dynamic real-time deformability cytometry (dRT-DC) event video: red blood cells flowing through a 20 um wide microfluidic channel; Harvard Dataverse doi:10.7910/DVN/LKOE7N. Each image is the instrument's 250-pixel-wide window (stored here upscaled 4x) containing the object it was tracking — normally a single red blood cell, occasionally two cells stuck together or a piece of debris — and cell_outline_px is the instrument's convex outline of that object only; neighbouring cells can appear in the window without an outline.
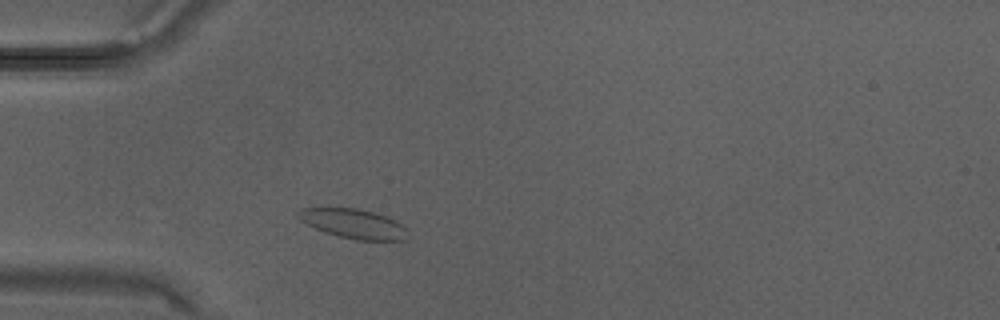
{"species": "Egyptian fruit bat (a non-hibernating species)", "species_latin": "Rousettus aegyptiacus", "temperature_condition": "warm", "stored_images_in_passage": 26, "camera_frame_rate_fps": 3000, "um_per_image_px": 0.085, "animal": {"sex": "male"}, "frame": {"image": 1, "passage_image": 3, "time_ms": 0.667, "image_size_px": [1000, 320], "cell_outline_px": [[408, 240], [356, 240], [324, 232], [300, 220], [296, 216], [296, 212], [304, 208], [356, 208], [372, 212], [396, 220], [404, 228]], "centroid_in_image_um": [30.02, 19.01], "position_along_channel_um": 55.0, "area_um2": 18.5}}
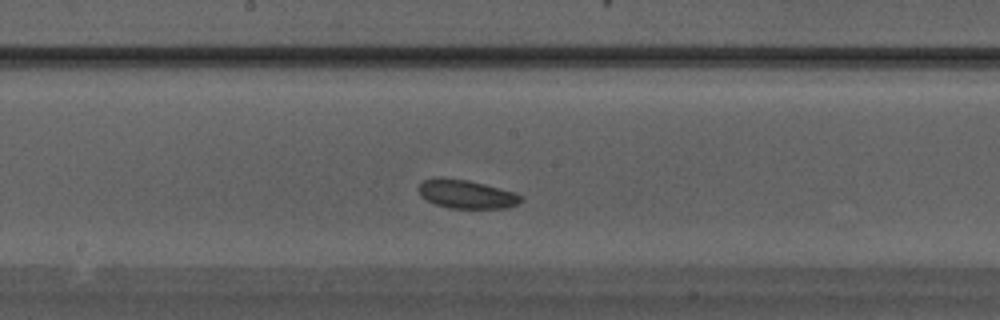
{"frame": {"image": 2, "passage_image": 11, "time_ms": 3.333, "image_size_px": [1000, 320], "cell_outline_px": [[524, 200], [520, 204], [508, 208], [448, 208], [436, 204], [420, 196], [416, 188], [424, 180], [436, 176], [440, 176], [468, 180], [516, 192], [524, 196]], "centroid_in_image_um": [39.67, 16.49], "position_along_channel_um": 208.5, "area_um2": 17.51}}
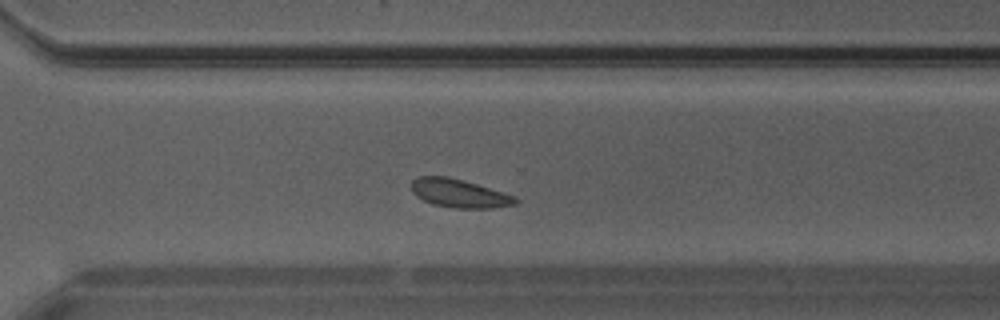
{"frame": {"image": 3, "passage_image": 17, "time_ms": 5.333, "image_size_px": [1000, 320], "cell_outline_px": [[520, 200], [516, 204], [492, 208], [456, 208], [432, 204], [416, 196], [412, 192], [412, 180], [416, 176], [448, 176], [464, 180], [516, 196]], "centroid_in_image_um": [39.04, 16.43], "position_along_channel_um": 331.6, "area_um2": 17.34}}